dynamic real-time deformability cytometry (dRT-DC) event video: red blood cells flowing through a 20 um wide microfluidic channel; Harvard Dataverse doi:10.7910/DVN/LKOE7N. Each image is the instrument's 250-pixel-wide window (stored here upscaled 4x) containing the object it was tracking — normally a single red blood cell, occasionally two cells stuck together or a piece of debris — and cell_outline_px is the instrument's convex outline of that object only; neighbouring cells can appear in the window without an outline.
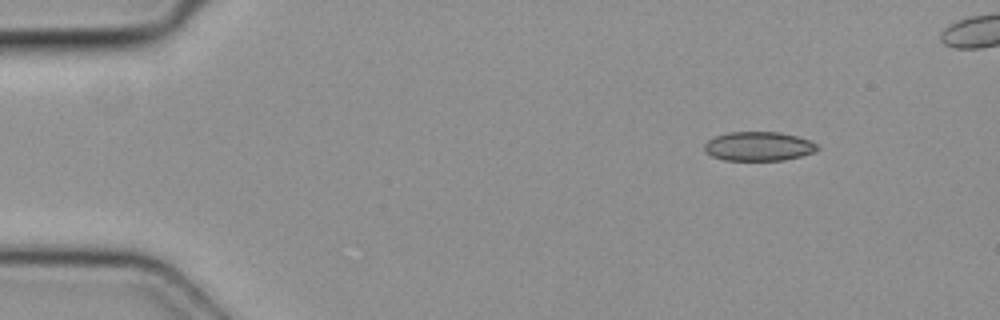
{"species": "common noctule bat (a hibernating species)", "species_latin": "Nyctalus noctula", "temperature_condition": "cold", "stored_images_in_passage": 40, "camera_frame_rate_fps": 3000, "um_per_image_px": 0.085, "animal": {"sex": "female", "body_mass_g": 19.3, "forearm_length_mm": 54.1}, "frame": {"image": 1, "passage_image": 1, "time_ms": 0.0, "image_size_px": [1000, 320], "cell_outline_px": [[820, 148], [812, 152], [800, 156], [784, 160], [724, 160], [712, 156], [704, 148], [704, 144], [708, 140], [716, 136], [728, 132], [780, 132], [796, 136], [808, 140], [816, 144]], "centroid_in_image_um": [64.47, 12.43], "position_along_channel_um": 20.5, "area_um2": 18.96}}
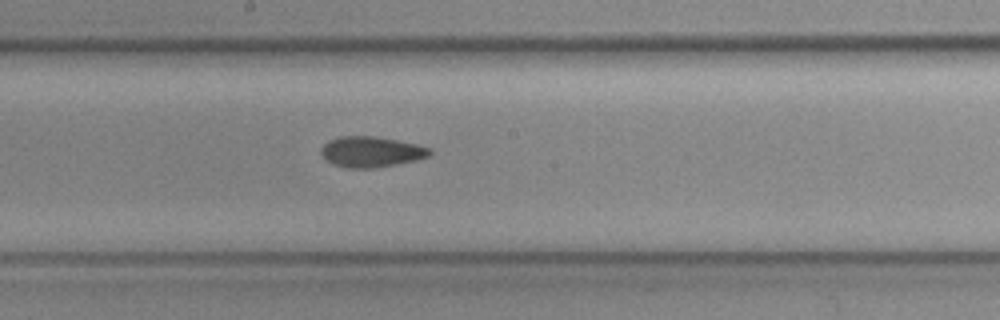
{"frame": {"image": 2, "passage_image": 21, "time_ms": 6.667, "image_size_px": [1000, 320], "cell_outline_px": [[432, 152], [428, 156], [416, 160], [372, 168], [348, 168], [336, 164], [328, 160], [320, 152], [320, 148], [328, 140], [340, 136], [372, 136], [396, 140], [416, 144], [432, 148]], "centroid_in_image_um": [31.55, 12.89], "position_along_channel_um": 216.6, "area_um2": 19.13}}
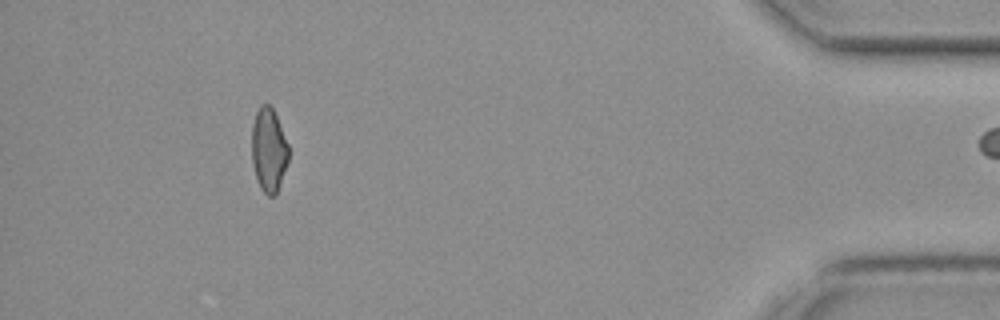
{"frame": {"image": 3, "passage_image": 39, "time_ms": 12.667, "image_size_px": [1000, 320], "cell_outline_px": [[288, 160], [276, 192], [272, 196], [268, 196], [260, 188], [256, 180], [252, 164], [252, 124], [256, 112], [260, 104], [268, 104], [272, 108], [276, 116], [288, 144]], "centroid_in_image_um": [22.81, 12.73], "position_along_channel_um": 412.4, "area_um2": 17.8}}